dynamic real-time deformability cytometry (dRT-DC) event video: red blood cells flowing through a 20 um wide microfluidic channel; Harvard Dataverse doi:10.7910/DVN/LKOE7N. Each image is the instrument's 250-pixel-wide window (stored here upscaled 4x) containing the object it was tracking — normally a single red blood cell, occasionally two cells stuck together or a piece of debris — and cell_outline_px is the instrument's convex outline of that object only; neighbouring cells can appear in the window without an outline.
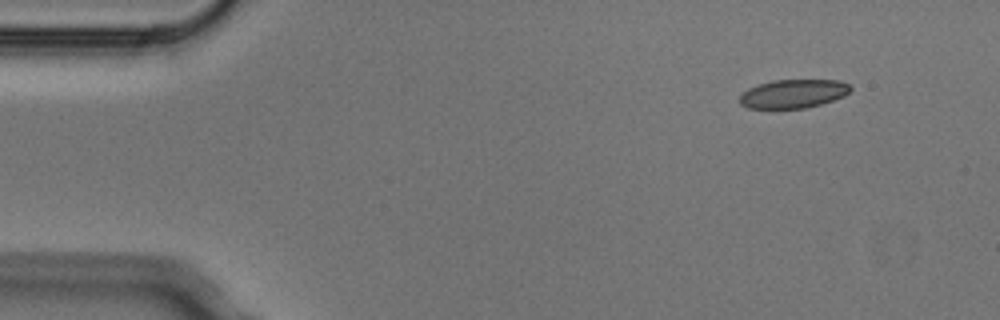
{"species": "Egyptian fruit bat (a non-hibernating species)", "species_latin": "Rousettus aegyptiacus", "temperature_condition": "cold", "stored_images_in_passage": 3, "camera_frame_rate_fps": 3000, "um_per_image_px": 0.085, "animal": {"sex": "male"}, "frame": {"image": 1, "passage_image": 1, "time_ms": 0.0, "image_size_px": [1000, 320], "cell_outline_px": [[852, 88], [844, 96], [820, 104], [804, 108], [748, 108], [740, 104], [740, 96], [748, 88], [772, 80], [840, 80], [848, 84]], "centroid_in_image_um": [67.43, 7.96], "position_along_channel_um": 17.6, "area_um2": 18.32}}